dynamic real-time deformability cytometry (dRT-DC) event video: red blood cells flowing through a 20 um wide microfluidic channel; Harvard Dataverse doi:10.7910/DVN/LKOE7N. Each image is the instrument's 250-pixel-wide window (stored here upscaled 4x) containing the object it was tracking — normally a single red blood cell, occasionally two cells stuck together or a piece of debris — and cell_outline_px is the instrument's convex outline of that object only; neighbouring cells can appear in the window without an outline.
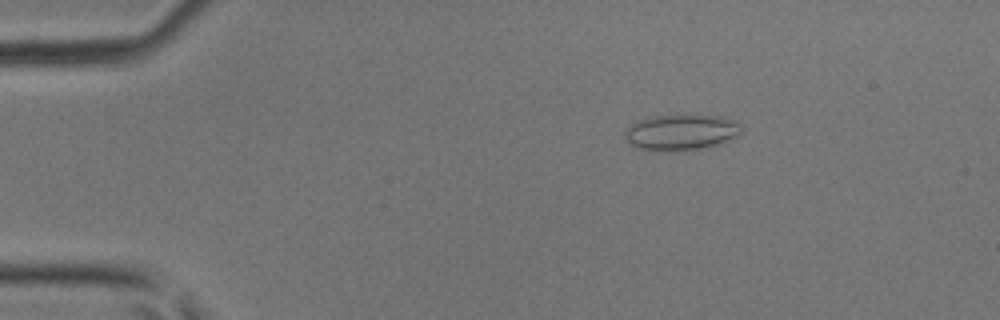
{"species": "common noctule bat (a hibernating species)", "species_latin": "Nyctalus noctula", "temperature_condition": "room temperature", "stored_images_in_passage": 39, "camera_frame_rate_fps": 3000, "um_per_image_px": 0.085, "animal": {"sex": "male", "body_mass_g": 17.9, "forearm_length_mm": 54.2}, "frame": {"image": 1, "passage_image": 2, "time_ms": 0.333, "image_size_px": [1000, 320], "cell_outline_px": [[740, 132], [736, 136], [728, 140], [716, 144], [700, 148], [676, 152], [656, 152], [636, 148], [624, 136], [624, 132], [636, 120], [652, 116], [720, 116], [736, 120], [740, 124]], "centroid_in_image_um": [57.85, 11.27], "position_along_channel_um": 27.2, "area_um2": 24.28}}
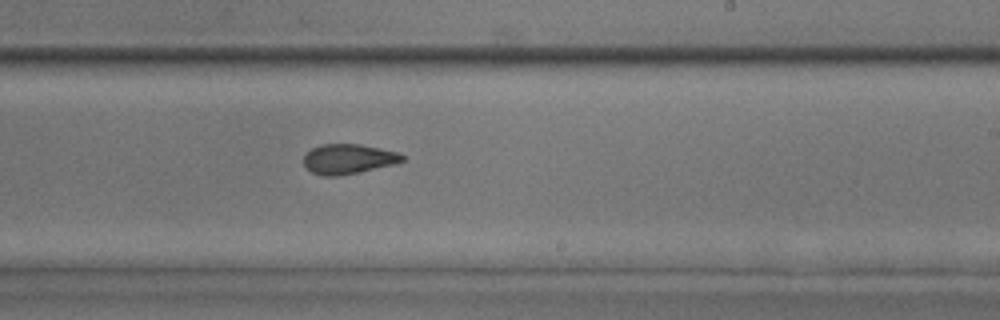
{"frame": {"image": 2, "passage_image": 22, "time_ms": 7.0, "image_size_px": [1000, 320], "cell_outline_px": [[404, 160], [392, 164], [360, 172], [336, 176], [320, 176], [312, 172], [304, 164], [304, 156], [312, 148], [320, 144], [360, 144], [396, 152], [404, 156]], "centroid_in_image_um": [29.57, 13.51], "position_along_channel_um": 259.4, "area_um2": 16.94}}
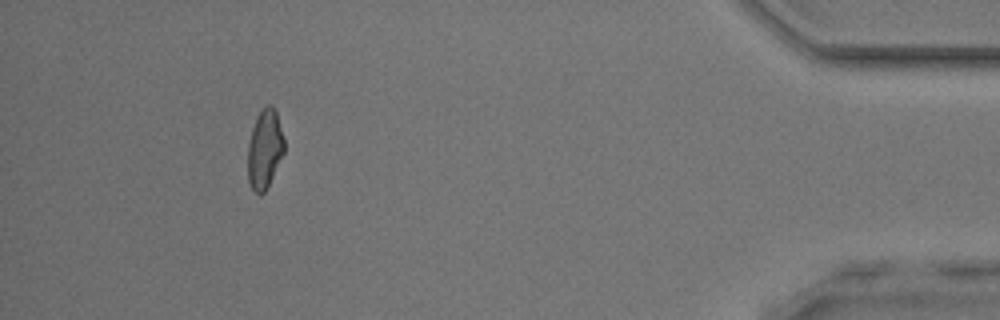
{"frame": {"image": 3, "passage_image": 36, "time_ms": 11.667, "image_size_px": [1000, 320], "cell_outline_px": [[284, 152], [264, 192], [260, 196], [252, 188], [248, 180], [248, 144], [252, 128], [256, 116], [268, 104], [272, 104], [276, 112], [284, 140]], "centroid_in_image_um": [22.48, 12.65], "position_along_channel_um": 412.7, "area_um2": 16.47}}